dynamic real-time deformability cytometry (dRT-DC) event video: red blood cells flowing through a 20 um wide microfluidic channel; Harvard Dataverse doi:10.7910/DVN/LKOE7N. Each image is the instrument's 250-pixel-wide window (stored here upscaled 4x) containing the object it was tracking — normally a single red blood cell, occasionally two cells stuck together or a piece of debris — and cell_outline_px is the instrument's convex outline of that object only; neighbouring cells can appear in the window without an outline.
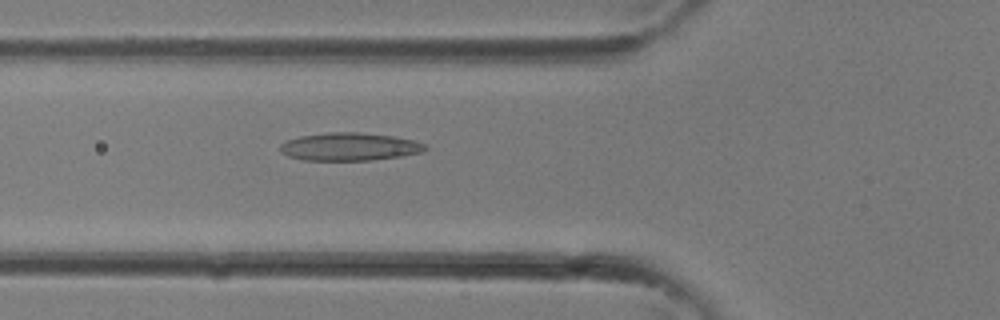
{"species": "common noctule bat (a hibernating species)", "species_latin": "Nyctalus noctula", "temperature_condition": "room temperature", "stored_images_in_passage": 26, "camera_frame_rate_fps": 3000, "um_per_image_px": 0.085, "animal": {"sex": "female"}, "frame": {"image": 1, "passage_image": 5, "time_ms": 1.333, "image_size_px": [1000, 320], "cell_outline_px": [[428, 148], [424, 152], [400, 156], [372, 160], [304, 160], [288, 156], [280, 152], [280, 144], [288, 140], [300, 136], [328, 132], [360, 132], [392, 136], [412, 140], [424, 144]], "centroid_in_image_um": [29.7, 12.47], "position_along_channel_um": 96.1, "area_um2": 23.52}}
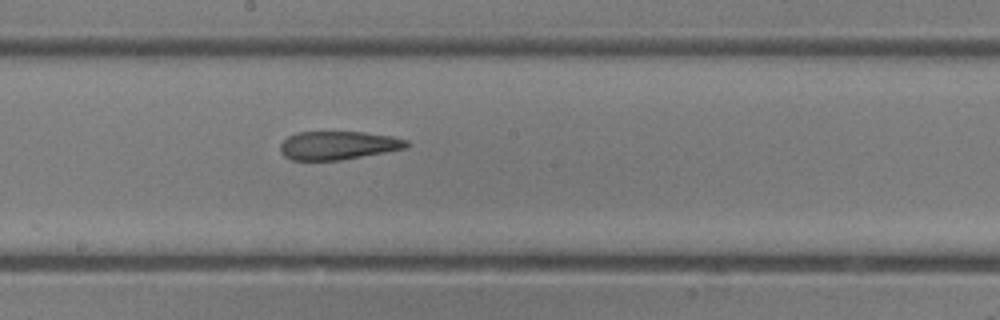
{"frame": {"image": 2, "passage_image": 11, "time_ms": 3.333, "image_size_px": [1000, 320], "cell_outline_px": [[408, 148], [340, 160], [292, 160], [284, 156], [280, 152], [280, 144], [288, 136], [296, 132], [364, 132], [392, 136], [408, 140]], "centroid_in_image_um": [28.73, 12.35], "position_along_channel_um": 219.5, "area_um2": 20.98}}
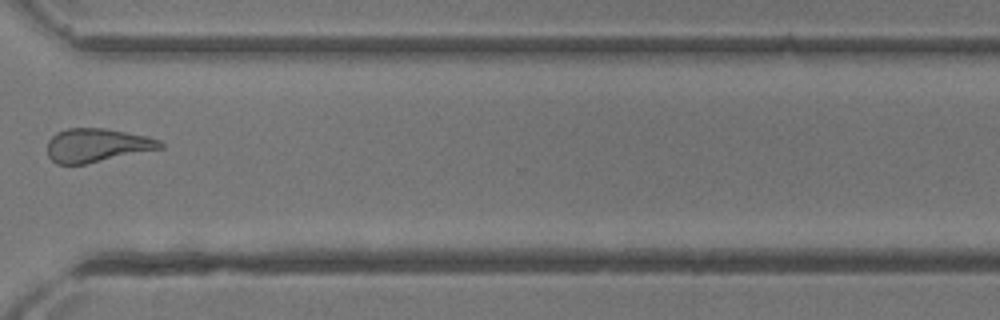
{"frame": {"image": 3, "passage_image": 18, "time_ms": 5.667, "image_size_px": [1000, 320], "cell_outline_px": [[164, 148], [84, 164], [56, 164], [48, 156], [48, 140], [56, 132], [68, 128], [104, 128], [148, 136], [160, 140], [164, 144]], "centroid_in_image_um": [8.25, 12.34], "position_along_channel_um": 362.4, "area_um2": 22.14}}